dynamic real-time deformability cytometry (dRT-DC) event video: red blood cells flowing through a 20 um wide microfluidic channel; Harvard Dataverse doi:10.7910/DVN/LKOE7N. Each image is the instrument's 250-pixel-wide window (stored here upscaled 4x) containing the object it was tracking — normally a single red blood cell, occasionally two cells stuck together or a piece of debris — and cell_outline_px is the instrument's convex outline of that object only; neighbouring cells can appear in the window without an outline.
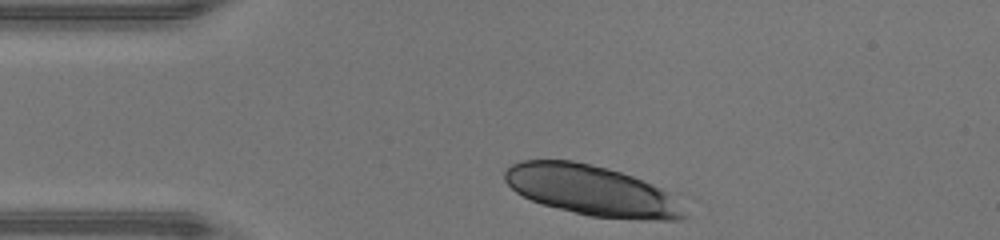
{"species": "human", "species_latin": "Homo sapiens", "temperature_condition": "warm", "stored_images_in_passage": 29, "camera_frame_rate_fps": 3000, "um_per_image_px": 0.085, "donor": {"sex": "male"}, "frame": {"image": 1, "passage_image": 1, "time_ms": 0.0, "image_size_px": [1000, 240], "cell_outline_px": [[688, 216], [680, 220], [640, 220], [588, 216], [544, 204], [532, 200], [516, 192], [504, 180], [504, 172], [512, 164], [520, 160], [572, 160], [608, 168], [632, 176], [652, 184], [668, 192]], "centroid_in_image_um": [50.28, 16.19], "position_along_channel_um": 34.7, "area_um2": 52.25}}